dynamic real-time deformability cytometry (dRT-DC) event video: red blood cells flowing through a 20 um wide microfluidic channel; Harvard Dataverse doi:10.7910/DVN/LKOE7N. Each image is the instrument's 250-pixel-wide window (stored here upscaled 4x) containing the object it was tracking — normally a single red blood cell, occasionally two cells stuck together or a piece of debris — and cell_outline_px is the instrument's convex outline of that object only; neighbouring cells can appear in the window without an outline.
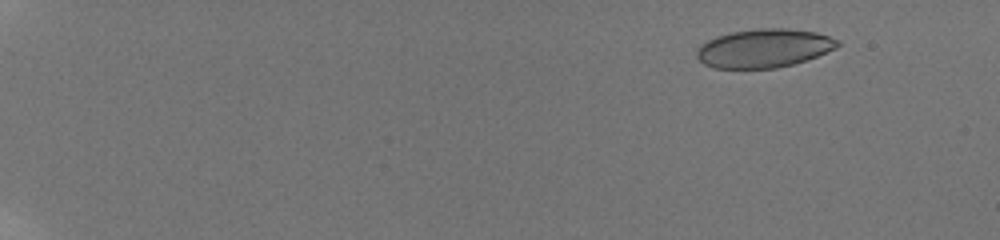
{"species": "human", "species_latin": "Homo sapiens", "temperature_condition": "room temperature", "stored_images_in_passage": 24, "camera_frame_rate_fps": 3000, "um_per_image_px": 0.085, "donor": {"sex": "male"}, "frame": {"image": 1, "passage_image": 8, "time_ms": 2.333, "image_size_px": [1000, 240], "cell_outline_px": [[840, 44], [836, 48], [816, 56], [792, 64], [776, 68], [712, 68], [704, 64], [696, 56], [696, 52], [700, 44], [716, 36], [732, 32], [760, 28], [788, 28], [816, 32], [840, 40]], "centroid_in_image_um": [64.92, 4.09], "position_along_channel_um": 20.1, "area_um2": 31.62}}
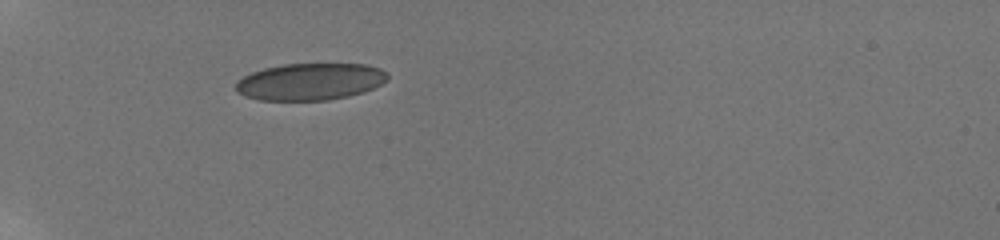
{"frame": {"image": 2, "passage_image": 22, "time_ms": 7.333, "image_size_px": [1000, 240], "cell_outline_px": [[388, 80], [364, 92], [348, 96], [328, 100], [260, 100], [244, 96], [236, 92], [236, 80], [252, 72], [264, 68], [284, 64], [364, 64], [380, 68], [388, 72]], "centroid_in_image_um": [26.36, 6.94], "position_along_channel_um": 58.6, "area_um2": 32.77}}